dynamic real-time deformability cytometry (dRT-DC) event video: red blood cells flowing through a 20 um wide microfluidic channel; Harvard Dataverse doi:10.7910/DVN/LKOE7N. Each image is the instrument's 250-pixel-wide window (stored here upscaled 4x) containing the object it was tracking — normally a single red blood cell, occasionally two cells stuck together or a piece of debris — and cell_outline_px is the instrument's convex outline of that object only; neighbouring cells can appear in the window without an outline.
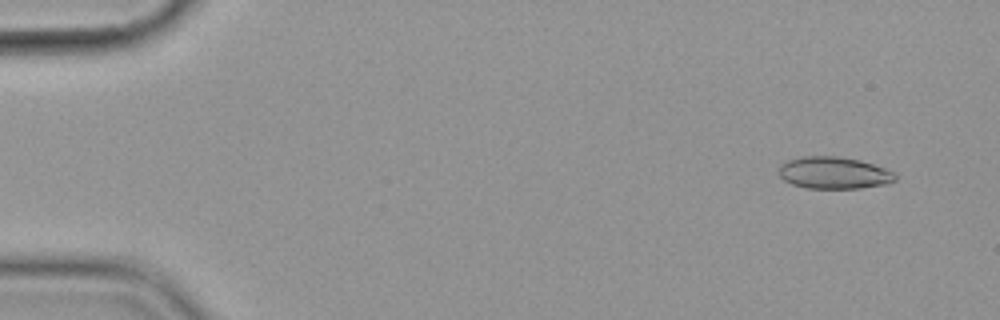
{"species": "common noctule bat (a hibernating species)", "species_latin": "Nyctalus noctula", "temperature_condition": "cold", "stored_images_in_passage": 5, "camera_frame_rate_fps": 3000, "um_per_image_px": 0.085, "animal": {"sex": "female", "body_mass_g": 19.9}, "frame": {"image": 1, "passage_image": 2, "time_ms": 1.0, "image_size_px": [1000, 320], "cell_outline_px": [[896, 180], [888, 184], [860, 188], [808, 188], [792, 184], [784, 180], [780, 176], [780, 164], [788, 160], [804, 156], [836, 156], [860, 160], [896, 172]], "centroid_in_image_um": [70.91, 14.69], "position_along_channel_um": 14.1, "area_um2": 21.68}}
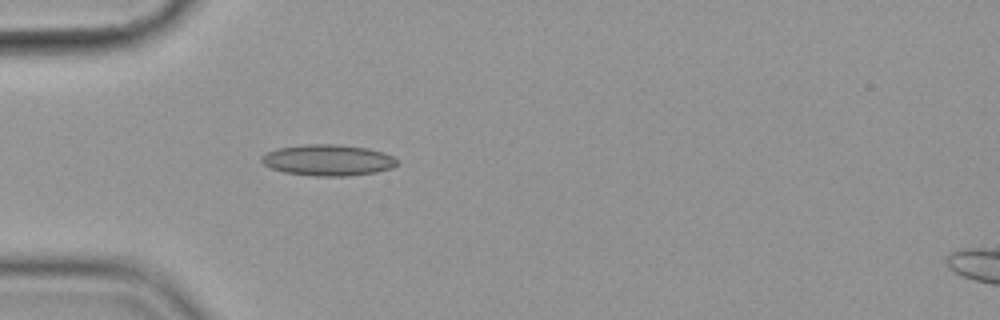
{"frame": {"image": 2, "passage_image": 5, "time_ms": 5.333, "image_size_px": [1000, 320], "cell_outline_px": [[396, 164], [392, 168], [376, 172], [344, 176], [316, 176], [284, 172], [272, 168], [264, 164], [260, 160], [260, 156], [276, 148], [308, 144], [340, 144], [368, 148], [384, 152], [392, 156], [396, 160]], "centroid_in_image_um": [27.86, 13.6], "position_along_channel_um": 57.1, "area_um2": 24.57}}